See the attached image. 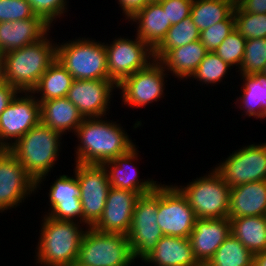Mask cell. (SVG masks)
<instances>
[{
	"mask_svg": "<svg viewBox=\"0 0 266 266\" xmlns=\"http://www.w3.org/2000/svg\"><path fill=\"white\" fill-rule=\"evenodd\" d=\"M103 119L85 118L76 129L74 135L80 143L75 150V162L103 165L136 146L121 124Z\"/></svg>",
	"mask_w": 266,
	"mask_h": 266,
	"instance_id": "cell-1",
	"label": "cell"
},
{
	"mask_svg": "<svg viewBox=\"0 0 266 266\" xmlns=\"http://www.w3.org/2000/svg\"><path fill=\"white\" fill-rule=\"evenodd\" d=\"M61 140L62 134L40 122L8 148L35 181V191L57 162Z\"/></svg>",
	"mask_w": 266,
	"mask_h": 266,
	"instance_id": "cell-2",
	"label": "cell"
},
{
	"mask_svg": "<svg viewBox=\"0 0 266 266\" xmlns=\"http://www.w3.org/2000/svg\"><path fill=\"white\" fill-rule=\"evenodd\" d=\"M48 33L39 41L4 53L5 80L19 92H31L47 68L57 60V42ZM53 44V45H52Z\"/></svg>",
	"mask_w": 266,
	"mask_h": 266,
	"instance_id": "cell-3",
	"label": "cell"
},
{
	"mask_svg": "<svg viewBox=\"0 0 266 266\" xmlns=\"http://www.w3.org/2000/svg\"><path fill=\"white\" fill-rule=\"evenodd\" d=\"M37 244L36 263L43 266H65L75 263L86 229L80 223L56 220L48 215L42 219Z\"/></svg>",
	"mask_w": 266,
	"mask_h": 266,
	"instance_id": "cell-4",
	"label": "cell"
},
{
	"mask_svg": "<svg viewBox=\"0 0 266 266\" xmlns=\"http://www.w3.org/2000/svg\"><path fill=\"white\" fill-rule=\"evenodd\" d=\"M57 61L76 80L110 79L104 42L76 38L57 44Z\"/></svg>",
	"mask_w": 266,
	"mask_h": 266,
	"instance_id": "cell-5",
	"label": "cell"
},
{
	"mask_svg": "<svg viewBox=\"0 0 266 266\" xmlns=\"http://www.w3.org/2000/svg\"><path fill=\"white\" fill-rule=\"evenodd\" d=\"M134 261L127 235L103 233L88 227L76 263L81 266H130Z\"/></svg>",
	"mask_w": 266,
	"mask_h": 266,
	"instance_id": "cell-6",
	"label": "cell"
},
{
	"mask_svg": "<svg viewBox=\"0 0 266 266\" xmlns=\"http://www.w3.org/2000/svg\"><path fill=\"white\" fill-rule=\"evenodd\" d=\"M209 172L192 180L185 187L175 186L187 198L196 218H228L231 188L215 169Z\"/></svg>",
	"mask_w": 266,
	"mask_h": 266,
	"instance_id": "cell-7",
	"label": "cell"
},
{
	"mask_svg": "<svg viewBox=\"0 0 266 266\" xmlns=\"http://www.w3.org/2000/svg\"><path fill=\"white\" fill-rule=\"evenodd\" d=\"M158 186L149 193L139 196L133 211L131 226L127 237L134 260L143 261L155 249L164 236L158 220Z\"/></svg>",
	"mask_w": 266,
	"mask_h": 266,
	"instance_id": "cell-8",
	"label": "cell"
},
{
	"mask_svg": "<svg viewBox=\"0 0 266 266\" xmlns=\"http://www.w3.org/2000/svg\"><path fill=\"white\" fill-rule=\"evenodd\" d=\"M158 220L163 235L189 238L196 215L187 198L174 185H158Z\"/></svg>",
	"mask_w": 266,
	"mask_h": 266,
	"instance_id": "cell-9",
	"label": "cell"
},
{
	"mask_svg": "<svg viewBox=\"0 0 266 266\" xmlns=\"http://www.w3.org/2000/svg\"><path fill=\"white\" fill-rule=\"evenodd\" d=\"M76 174L80 187V201L83 210V224L86 228L93 227L100 219L107 194L111 187L109 177L103 165L75 163Z\"/></svg>",
	"mask_w": 266,
	"mask_h": 266,
	"instance_id": "cell-10",
	"label": "cell"
},
{
	"mask_svg": "<svg viewBox=\"0 0 266 266\" xmlns=\"http://www.w3.org/2000/svg\"><path fill=\"white\" fill-rule=\"evenodd\" d=\"M135 37L133 40L119 37L105 44L108 76L117 85L154 61L153 50L138 36Z\"/></svg>",
	"mask_w": 266,
	"mask_h": 266,
	"instance_id": "cell-11",
	"label": "cell"
},
{
	"mask_svg": "<svg viewBox=\"0 0 266 266\" xmlns=\"http://www.w3.org/2000/svg\"><path fill=\"white\" fill-rule=\"evenodd\" d=\"M230 187L266 180V143L242 147L214 167Z\"/></svg>",
	"mask_w": 266,
	"mask_h": 266,
	"instance_id": "cell-12",
	"label": "cell"
},
{
	"mask_svg": "<svg viewBox=\"0 0 266 266\" xmlns=\"http://www.w3.org/2000/svg\"><path fill=\"white\" fill-rule=\"evenodd\" d=\"M16 95L0 115V149H8L41 122L40 103L31 92ZM13 140V141H12Z\"/></svg>",
	"mask_w": 266,
	"mask_h": 266,
	"instance_id": "cell-13",
	"label": "cell"
},
{
	"mask_svg": "<svg viewBox=\"0 0 266 266\" xmlns=\"http://www.w3.org/2000/svg\"><path fill=\"white\" fill-rule=\"evenodd\" d=\"M166 69L159 61H152L145 69L124 78L117 89L121 91L123 103L141 108L164 97ZM163 96V97H162Z\"/></svg>",
	"mask_w": 266,
	"mask_h": 266,
	"instance_id": "cell-14",
	"label": "cell"
},
{
	"mask_svg": "<svg viewBox=\"0 0 266 266\" xmlns=\"http://www.w3.org/2000/svg\"><path fill=\"white\" fill-rule=\"evenodd\" d=\"M35 192V181L23 165L8 149H0V212L19 206Z\"/></svg>",
	"mask_w": 266,
	"mask_h": 266,
	"instance_id": "cell-15",
	"label": "cell"
},
{
	"mask_svg": "<svg viewBox=\"0 0 266 266\" xmlns=\"http://www.w3.org/2000/svg\"><path fill=\"white\" fill-rule=\"evenodd\" d=\"M115 88L117 84L111 79H74L66 97L84 118L105 117Z\"/></svg>",
	"mask_w": 266,
	"mask_h": 266,
	"instance_id": "cell-16",
	"label": "cell"
},
{
	"mask_svg": "<svg viewBox=\"0 0 266 266\" xmlns=\"http://www.w3.org/2000/svg\"><path fill=\"white\" fill-rule=\"evenodd\" d=\"M139 196L136 192L110 187L103 213L93 228L103 233L127 235Z\"/></svg>",
	"mask_w": 266,
	"mask_h": 266,
	"instance_id": "cell-17",
	"label": "cell"
},
{
	"mask_svg": "<svg viewBox=\"0 0 266 266\" xmlns=\"http://www.w3.org/2000/svg\"><path fill=\"white\" fill-rule=\"evenodd\" d=\"M49 190L48 199L49 206H51L47 213L49 217L56 220L83 223V210L80 201L81 192L76 174L74 177L60 175L50 185Z\"/></svg>",
	"mask_w": 266,
	"mask_h": 266,
	"instance_id": "cell-18",
	"label": "cell"
},
{
	"mask_svg": "<svg viewBox=\"0 0 266 266\" xmlns=\"http://www.w3.org/2000/svg\"><path fill=\"white\" fill-rule=\"evenodd\" d=\"M231 234L229 218L199 219L195 221L189 241L195 259L201 265L208 263L218 247Z\"/></svg>",
	"mask_w": 266,
	"mask_h": 266,
	"instance_id": "cell-19",
	"label": "cell"
},
{
	"mask_svg": "<svg viewBox=\"0 0 266 266\" xmlns=\"http://www.w3.org/2000/svg\"><path fill=\"white\" fill-rule=\"evenodd\" d=\"M136 146L129 152L103 164L111 187L136 192L139 195L152 192L159 184L153 179H138V170L133 161H138ZM133 164V165H132ZM157 182V183H156Z\"/></svg>",
	"mask_w": 266,
	"mask_h": 266,
	"instance_id": "cell-20",
	"label": "cell"
},
{
	"mask_svg": "<svg viewBox=\"0 0 266 266\" xmlns=\"http://www.w3.org/2000/svg\"><path fill=\"white\" fill-rule=\"evenodd\" d=\"M48 25L40 16L0 23V52L22 48L33 44L50 33Z\"/></svg>",
	"mask_w": 266,
	"mask_h": 266,
	"instance_id": "cell-21",
	"label": "cell"
},
{
	"mask_svg": "<svg viewBox=\"0 0 266 266\" xmlns=\"http://www.w3.org/2000/svg\"><path fill=\"white\" fill-rule=\"evenodd\" d=\"M266 216V180L240 184L230 189L228 218Z\"/></svg>",
	"mask_w": 266,
	"mask_h": 266,
	"instance_id": "cell-22",
	"label": "cell"
},
{
	"mask_svg": "<svg viewBox=\"0 0 266 266\" xmlns=\"http://www.w3.org/2000/svg\"><path fill=\"white\" fill-rule=\"evenodd\" d=\"M137 23L136 35L153 51L164 40L172 26L159 2H150L129 20Z\"/></svg>",
	"mask_w": 266,
	"mask_h": 266,
	"instance_id": "cell-23",
	"label": "cell"
},
{
	"mask_svg": "<svg viewBox=\"0 0 266 266\" xmlns=\"http://www.w3.org/2000/svg\"><path fill=\"white\" fill-rule=\"evenodd\" d=\"M142 262L154 266H200L194 257L189 238L166 235Z\"/></svg>",
	"mask_w": 266,
	"mask_h": 266,
	"instance_id": "cell-24",
	"label": "cell"
},
{
	"mask_svg": "<svg viewBox=\"0 0 266 266\" xmlns=\"http://www.w3.org/2000/svg\"><path fill=\"white\" fill-rule=\"evenodd\" d=\"M40 103L41 123L60 134L76 132L85 119L78 108L67 97L51 99Z\"/></svg>",
	"mask_w": 266,
	"mask_h": 266,
	"instance_id": "cell-25",
	"label": "cell"
},
{
	"mask_svg": "<svg viewBox=\"0 0 266 266\" xmlns=\"http://www.w3.org/2000/svg\"><path fill=\"white\" fill-rule=\"evenodd\" d=\"M207 52L201 41L197 40L169 50L159 62L164 66L166 72L173 73L174 77L181 78V80L188 79L191 78Z\"/></svg>",
	"mask_w": 266,
	"mask_h": 266,
	"instance_id": "cell-26",
	"label": "cell"
},
{
	"mask_svg": "<svg viewBox=\"0 0 266 266\" xmlns=\"http://www.w3.org/2000/svg\"><path fill=\"white\" fill-rule=\"evenodd\" d=\"M231 234L253 255L266 251V216L231 218Z\"/></svg>",
	"mask_w": 266,
	"mask_h": 266,
	"instance_id": "cell-27",
	"label": "cell"
},
{
	"mask_svg": "<svg viewBox=\"0 0 266 266\" xmlns=\"http://www.w3.org/2000/svg\"><path fill=\"white\" fill-rule=\"evenodd\" d=\"M241 77L244 82L241 89L243 93L236 98L235 105L242 104V115L245 117L266 118V76L260 73Z\"/></svg>",
	"mask_w": 266,
	"mask_h": 266,
	"instance_id": "cell-28",
	"label": "cell"
},
{
	"mask_svg": "<svg viewBox=\"0 0 266 266\" xmlns=\"http://www.w3.org/2000/svg\"><path fill=\"white\" fill-rule=\"evenodd\" d=\"M73 80V77L62 64L55 60L40 77L38 84L31 93L34 95L40 93L39 98L36 95L39 102L66 97Z\"/></svg>",
	"mask_w": 266,
	"mask_h": 266,
	"instance_id": "cell-29",
	"label": "cell"
},
{
	"mask_svg": "<svg viewBox=\"0 0 266 266\" xmlns=\"http://www.w3.org/2000/svg\"><path fill=\"white\" fill-rule=\"evenodd\" d=\"M235 6L234 0H193L190 16L201 32L227 20Z\"/></svg>",
	"mask_w": 266,
	"mask_h": 266,
	"instance_id": "cell-30",
	"label": "cell"
},
{
	"mask_svg": "<svg viewBox=\"0 0 266 266\" xmlns=\"http://www.w3.org/2000/svg\"><path fill=\"white\" fill-rule=\"evenodd\" d=\"M200 33L191 16L173 24L164 40L153 51L154 60L159 61L171 49L200 40Z\"/></svg>",
	"mask_w": 266,
	"mask_h": 266,
	"instance_id": "cell-31",
	"label": "cell"
},
{
	"mask_svg": "<svg viewBox=\"0 0 266 266\" xmlns=\"http://www.w3.org/2000/svg\"><path fill=\"white\" fill-rule=\"evenodd\" d=\"M254 255L232 234L209 260L210 266H253Z\"/></svg>",
	"mask_w": 266,
	"mask_h": 266,
	"instance_id": "cell-32",
	"label": "cell"
},
{
	"mask_svg": "<svg viewBox=\"0 0 266 266\" xmlns=\"http://www.w3.org/2000/svg\"><path fill=\"white\" fill-rule=\"evenodd\" d=\"M231 70V66L224 62L215 52H207L203 60L200 62L194 73L191 75V79H197L202 84H218L228 74V70Z\"/></svg>",
	"mask_w": 266,
	"mask_h": 266,
	"instance_id": "cell-33",
	"label": "cell"
},
{
	"mask_svg": "<svg viewBox=\"0 0 266 266\" xmlns=\"http://www.w3.org/2000/svg\"><path fill=\"white\" fill-rule=\"evenodd\" d=\"M266 66V37L249 39L245 43V51L238 70L241 76L260 74Z\"/></svg>",
	"mask_w": 266,
	"mask_h": 266,
	"instance_id": "cell-34",
	"label": "cell"
},
{
	"mask_svg": "<svg viewBox=\"0 0 266 266\" xmlns=\"http://www.w3.org/2000/svg\"><path fill=\"white\" fill-rule=\"evenodd\" d=\"M235 29L246 39L266 37V14L244 12L238 5L234 8Z\"/></svg>",
	"mask_w": 266,
	"mask_h": 266,
	"instance_id": "cell-35",
	"label": "cell"
},
{
	"mask_svg": "<svg viewBox=\"0 0 266 266\" xmlns=\"http://www.w3.org/2000/svg\"><path fill=\"white\" fill-rule=\"evenodd\" d=\"M245 43L246 39L234 29L214 52L231 67L236 65L239 69L244 56Z\"/></svg>",
	"mask_w": 266,
	"mask_h": 266,
	"instance_id": "cell-36",
	"label": "cell"
},
{
	"mask_svg": "<svg viewBox=\"0 0 266 266\" xmlns=\"http://www.w3.org/2000/svg\"><path fill=\"white\" fill-rule=\"evenodd\" d=\"M234 29L235 17L232 14L227 20L201 31L200 41L208 52H214Z\"/></svg>",
	"mask_w": 266,
	"mask_h": 266,
	"instance_id": "cell-37",
	"label": "cell"
},
{
	"mask_svg": "<svg viewBox=\"0 0 266 266\" xmlns=\"http://www.w3.org/2000/svg\"><path fill=\"white\" fill-rule=\"evenodd\" d=\"M27 0H0V23L35 17Z\"/></svg>",
	"mask_w": 266,
	"mask_h": 266,
	"instance_id": "cell-38",
	"label": "cell"
},
{
	"mask_svg": "<svg viewBox=\"0 0 266 266\" xmlns=\"http://www.w3.org/2000/svg\"><path fill=\"white\" fill-rule=\"evenodd\" d=\"M34 13L52 26L54 19L64 16L67 12V0H27Z\"/></svg>",
	"mask_w": 266,
	"mask_h": 266,
	"instance_id": "cell-39",
	"label": "cell"
},
{
	"mask_svg": "<svg viewBox=\"0 0 266 266\" xmlns=\"http://www.w3.org/2000/svg\"><path fill=\"white\" fill-rule=\"evenodd\" d=\"M159 3L173 25L190 16L193 0H162Z\"/></svg>",
	"mask_w": 266,
	"mask_h": 266,
	"instance_id": "cell-40",
	"label": "cell"
},
{
	"mask_svg": "<svg viewBox=\"0 0 266 266\" xmlns=\"http://www.w3.org/2000/svg\"><path fill=\"white\" fill-rule=\"evenodd\" d=\"M119 7L123 10L125 20L130 19L137 11L144 8L148 3V0H118Z\"/></svg>",
	"mask_w": 266,
	"mask_h": 266,
	"instance_id": "cell-41",
	"label": "cell"
},
{
	"mask_svg": "<svg viewBox=\"0 0 266 266\" xmlns=\"http://www.w3.org/2000/svg\"><path fill=\"white\" fill-rule=\"evenodd\" d=\"M19 93L20 92L16 88L7 83L0 85V115Z\"/></svg>",
	"mask_w": 266,
	"mask_h": 266,
	"instance_id": "cell-42",
	"label": "cell"
},
{
	"mask_svg": "<svg viewBox=\"0 0 266 266\" xmlns=\"http://www.w3.org/2000/svg\"><path fill=\"white\" fill-rule=\"evenodd\" d=\"M238 6L244 12L266 14V0H243Z\"/></svg>",
	"mask_w": 266,
	"mask_h": 266,
	"instance_id": "cell-43",
	"label": "cell"
},
{
	"mask_svg": "<svg viewBox=\"0 0 266 266\" xmlns=\"http://www.w3.org/2000/svg\"><path fill=\"white\" fill-rule=\"evenodd\" d=\"M7 83L5 80V57L4 53L0 52V85Z\"/></svg>",
	"mask_w": 266,
	"mask_h": 266,
	"instance_id": "cell-44",
	"label": "cell"
},
{
	"mask_svg": "<svg viewBox=\"0 0 266 266\" xmlns=\"http://www.w3.org/2000/svg\"><path fill=\"white\" fill-rule=\"evenodd\" d=\"M253 266H266V251L254 255Z\"/></svg>",
	"mask_w": 266,
	"mask_h": 266,
	"instance_id": "cell-45",
	"label": "cell"
},
{
	"mask_svg": "<svg viewBox=\"0 0 266 266\" xmlns=\"http://www.w3.org/2000/svg\"><path fill=\"white\" fill-rule=\"evenodd\" d=\"M65 266H81V265H79L78 263H72V264H69V265H65Z\"/></svg>",
	"mask_w": 266,
	"mask_h": 266,
	"instance_id": "cell-46",
	"label": "cell"
},
{
	"mask_svg": "<svg viewBox=\"0 0 266 266\" xmlns=\"http://www.w3.org/2000/svg\"><path fill=\"white\" fill-rule=\"evenodd\" d=\"M243 0H234L235 5H239Z\"/></svg>",
	"mask_w": 266,
	"mask_h": 266,
	"instance_id": "cell-47",
	"label": "cell"
},
{
	"mask_svg": "<svg viewBox=\"0 0 266 266\" xmlns=\"http://www.w3.org/2000/svg\"><path fill=\"white\" fill-rule=\"evenodd\" d=\"M149 2H160L162 0H148Z\"/></svg>",
	"mask_w": 266,
	"mask_h": 266,
	"instance_id": "cell-48",
	"label": "cell"
},
{
	"mask_svg": "<svg viewBox=\"0 0 266 266\" xmlns=\"http://www.w3.org/2000/svg\"><path fill=\"white\" fill-rule=\"evenodd\" d=\"M262 74L266 76V66H265V68H264Z\"/></svg>",
	"mask_w": 266,
	"mask_h": 266,
	"instance_id": "cell-49",
	"label": "cell"
},
{
	"mask_svg": "<svg viewBox=\"0 0 266 266\" xmlns=\"http://www.w3.org/2000/svg\"><path fill=\"white\" fill-rule=\"evenodd\" d=\"M200 266H210L208 263L201 264Z\"/></svg>",
	"mask_w": 266,
	"mask_h": 266,
	"instance_id": "cell-50",
	"label": "cell"
}]
</instances>
